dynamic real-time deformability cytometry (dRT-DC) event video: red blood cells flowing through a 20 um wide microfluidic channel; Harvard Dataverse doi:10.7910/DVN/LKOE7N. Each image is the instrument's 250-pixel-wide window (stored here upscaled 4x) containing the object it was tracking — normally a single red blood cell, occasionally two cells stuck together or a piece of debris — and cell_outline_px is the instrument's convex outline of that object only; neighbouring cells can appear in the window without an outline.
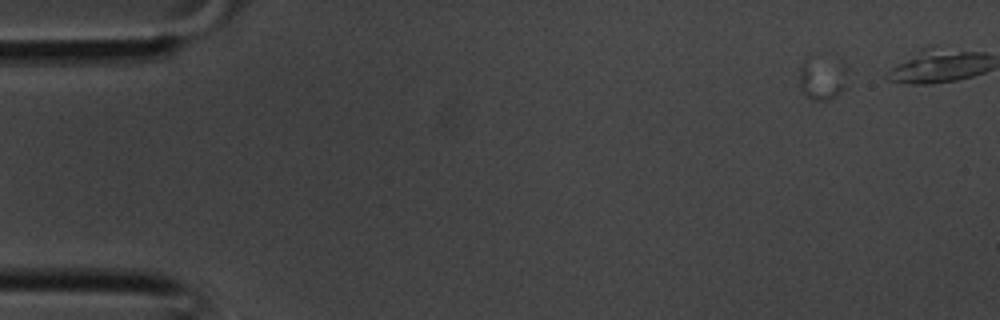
{"species": "common noctule bat (a hibernating species)", "species_latin": "Nyctalus noctula", "temperature_condition": "room temperature", "stored_images_in_passage": 4, "segment_of_instrument_passage": [1, 2], "camera_frame_rate_fps": 3000, "um_per_image_px": 0.085, "animal": {"sex": "male", "body_mass_g": 20.1, "forearm_length_mm": 53.5}, "frame": {"image": 1, "passage_image": 2, "time_ms": 0.333, "image_size_px": [1000, 320], "cell_outline_px": [[848, 68], [844, 88], [836, 96], [828, 100], [816, 100], [808, 96], [800, 88], [800, 68], [804, 60], [812, 52], [844, 64]], "centroid_in_image_um": [69.89, 6.56], "position_along_channel_um": 15.1, "area_um2": 12.48}}